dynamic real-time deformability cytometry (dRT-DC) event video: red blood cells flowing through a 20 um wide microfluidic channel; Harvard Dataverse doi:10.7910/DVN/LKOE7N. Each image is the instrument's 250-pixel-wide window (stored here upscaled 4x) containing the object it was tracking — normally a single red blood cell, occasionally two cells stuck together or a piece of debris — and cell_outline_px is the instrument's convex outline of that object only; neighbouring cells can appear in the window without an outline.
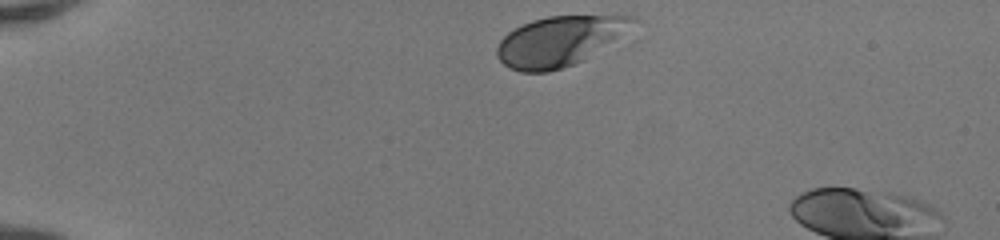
{"species": "human", "species_latin": "Homo sapiens", "temperature_condition": "room temperature", "stored_images_in_passage": 6, "camera_frame_rate_fps": 3000, "um_per_image_px": 0.085, "donor": {"sex": "female"}, "frame": {"image": 1, "passage_image": 1, "time_ms": 0.0, "image_size_px": [1000, 240], "cell_outline_px": [[636, 20], [616, 36], [584, 60], [548, 72], [520, 72], [508, 68], [496, 56], [496, 48], [500, 40], [508, 32], [532, 20], [548, 16], [636, 16]], "centroid_in_image_um": [47.41, 3.51], "position_along_channel_um": 37.6, "area_um2": 38.21}}